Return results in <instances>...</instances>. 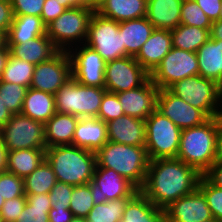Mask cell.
Here are the masks:
<instances>
[{"instance_id":"obj_1","label":"cell","mask_w":222,"mask_h":222,"mask_svg":"<svg viewBox=\"0 0 222 222\" xmlns=\"http://www.w3.org/2000/svg\"><path fill=\"white\" fill-rule=\"evenodd\" d=\"M202 174L178 158L149 161L144 186L140 191L160 209L198 188Z\"/></svg>"},{"instance_id":"obj_2","label":"cell","mask_w":222,"mask_h":222,"mask_svg":"<svg viewBox=\"0 0 222 222\" xmlns=\"http://www.w3.org/2000/svg\"><path fill=\"white\" fill-rule=\"evenodd\" d=\"M45 159L58 182L73 186L88 184L93 179L97 164L96 153L74 145L47 147Z\"/></svg>"},{"instance_id":"obj_3","label":"cell","mask_w":222,"mask_h":222,"mask_svg":"<svg viewBox=\"0 0 222 222\" xmlns=\"http://www.w3.org/2000/svg\"><path fill=\"white\" fill-rule=\"evenodd\" d=\"M218 128L219 117H214L201 125L182 129L176 158L203 175L215 162Z\"/></svg>"},{"instance_id":"obj_4","label":"cell","mask_w":222,"mask_h":222,"mask_svg":"<svg viewBox=\"0 0 222 222\" xmlns=\"http://www.w3.org/2000/svg\"><path fill=\"white\" fill-rule=\"evenodd\" d=\"M149 161L145 146H131L112 141H107L96 153V163L99 167L113 169L139 190L144 186Z\"/></svg>"},{"instance_id":"obj_5","label":"cell","mask_w":222,"mask_h":222,"mask_svg":"<svg viewBox=\"0 0 222 222\" xmlns=\"http://www.w3.org/2000/svg\"><path fill=\"white\" fill-rule=\"evenodd\" d=\"M168 90L209 118L222 117V87L213 80L198 74L175 82Z\"/></svg>"},{"instance_id":"obj_6","label":"cell","mask_w":222,"mask_h":222,"mask_svg":"<svg viewBox=\"0 0 222 222\" xmlns=\"http://www.w3.org/2000/svg\"><path fill=\"white\" fill-rule=\"evenodd\" d=\"M94 12L87 7L67 9L46 26V35L60 51L85 44Z\"/></svg>"},{"instance_id":"obj_7","label":"cell","mask_w":222,"mask_h":222,"mask_svg":"<svg viewBox=\"0 0 222 222\" xmlns=\"http://www.w3.org/2000/svg\"><path fill=\"white\" fill-rule=\"evenodd\" d=\"M106 92L105 88L81 85L72 77L55 93L56 111L79 118L97 117Z\"/></svg>"},{"instance_id":"obj_8","label":"cell","mask_w":222,"mask_h":222,"mask_svg":"<svg viewBox=\"0 0 222 222\" xmlns=\"http://www.w3.org/2000/svg\"><path fill=\"white\" fill-rule=\"evenodd\" d=\"M145 127L149 160L177 157L182 130L172 120L155 109L145 120Z\"/></svg>"},{"instance_id":"obj_9","label":"cell","mask_w":222,"mask_h":222,"mask_svg":"<svg viewBox=\"0 0 222 222\" xmlns=\"http://www.w3.org/2000/svg\"><path fill=\"white\" fill-rule=\"evenodd\" d=\"M85 45L95 50L105 62L125 57L119 22L94 12L89 23Z\"/></svg>"},{"instance_id":"obj_10","label":"cell","mask_w":222,"mask_h":222,"mask_svg":"<svg viewBox=\"0 0 222 222\" xmlns=\"http://www.w3.org/2000/svg\"><path fill=\"white\" fill-rule=\"evenodd\" d=\"M8 151L20 149H46L44 123L25 115L13 114L0 129Z\"/></svg>"},{"instance_id":"obj_11","label":"cell","mask_w":222,"mask_h":222,"mask_svg":"<svg viewBox=\"0 0 222 222\" xmlns=\"http://www.w3.org/2000/svg\"><path fill=\"white\" fill-rule=\"evenodd\" d=\"M199 74L197 55L194 52L172 47L150 79L159 90L168 89L175 82Z\"/></svg>"},{"instance_id":"obj_12","label":"cell","mask_w":222,"mask_h":222,"mask_svg":"<svg viewBox=\"0 0 222 222\" xmlns=\"http://www.w3.org/2000/svg\"><path fill=\"white\" fill-rule=\"evenodd\" d=\"M104 76L105 89L111 93L138 88L150 78V74L131 56L106 62Z\"/></svg>"},{"instance_id":"obj_13","label":"cell","mask_w":222,"mask_h":222,"mask_svg":"<svg viewBox=\"0 0 222 222\" xmlns=\"http://www.w3.org/2000/svg\"><path fill=\"white\" fill-rule=\"evenodd\" d=\"M72 77L81 85L105 88L104 59L85 44L77 45L68 51Z\"/></svg>"},{"instance_id":"obj_14","label":"cell","mask_w":222,"mask_h":222,"mask_svg":"<svg viewBox=\"0 0 222 222\" xmlns=\"http://www.w3.org/2000/svg\"><path fill=\"white\" fill-rule=\"evenodd\" d=\"M72 78L71 61L67 51H59L48 61L35 65L30 88L55 93Z\"/></svg>"},{"instance_id":"obj_15","label":"cell","mask_w":222,"mask_h":222,"mask_svg":"<svg viewBox=\"0 0 222 222\" xmlns=\"http://www.w3.org/2000/svg\"><path fill=\"white\" fill-rule=\"evenodd\" d=\"M88 184L95 205L123 197H133L139 191L133 183L113 169L99 167L97 164L93 179Z\"/></svg>"},{"instance_id":"obj_16","label":"cell","mask_w":222,"mask_h":222,"mask_svg":"<svg viewBox=\"0 0 222 222\" xmlns=\"http://www.w3.org/2000/svg\"><path fill=\"white\" fill-rule=\"evenodd\" d=\"M156 109L181 130L201 125L209 119L202 110L186 103L168 89L159 90Z\"/></svg>"},{"instance_id":"obj_17","label":"cell","mask_w":222,"mask_h":222,"mask_svg":"<svg viewBox=\"0 0 222 222\" xmlns=\"http://www.w3.org/2000/svg\"><path fill=\"white\" fill-rule=\"evenodd\" d=\"M166 222H205L213 219L206 198L197 188L164 209Z\"/></svg>"},{"instance_id":"obj_18","label":"cell","mask_w":222,"mask_h":222,"mask_svg":"<svg viewBox=\"0 0 222 222\" xmlns=\"http://www.w3.org/2000/svg\"><path fill=\"white\" fill-rule=\"evenodd\" d=\"M159 89L149 78L143 85L116 93L125 115L146 120L156 109Z\"/></svg>"},{"instance_id":"obj_19","label":"cell","mask_w":222,"mask_h":222,"mask_svg":"<svg viewBox=\"0 0 222 222\" xmlns=\"http://www.w3.org/2000/svg\"><path fill=\"white\" fill-rule=\"evenodd\" d=\"M106 124L108 141L131 146H145V120L124 115Z\"/></svg>"},{"instance_id":"obj_20","label":"cell","mask_w":222,"mask_h":222,"mask_svg":"<svg viewBox=\"0 0 222 222\" xmlns=\"http://www.w3.org/2000/svg\"><path fill=\"white\" fill-rule=\"evenodd\" d=\"M171 49V32L169 30L154 29L135 59L149 74H151Z\"/></svg>"},{"instance_id":"obj_21","label":"cell","mask_w":222,"mask_h":222,"mask_svg":"<svg viewBox=\"0 0 222 222\" xmlns=\"http://www.w3.org/2000/svg\"><path fill=\"white\" fill-rule=\"evenodd\" d=\"M108 141L107 124L97 117H82L78 120L73 135V145L97 153Z\"/></svg>"},{"instance_id":"obj_22","label":"cell","mask_w":222,"mask_h":222,"mask_svg":"<svg viewBox=\"0 0 222 222\" xmlns=\"http://www.w3.org/2000/svg\"><path fill=\"white\" fill-rule=\"evenodd\" d=\"M183 0H147L146 18L155 29L173 30L180 25Z\"/></svg>"},{"instance_id":"obj_23","label":"cell","mask_w":222,"mask_h":222,"mask_svg":"<svg viewBox=\"0 0 222 222\" xmlns=\"http://www.w3.org/2000/svg\"><path fill=\"white\" fill-rule=\"evenodd\" d=\"M7 46L13 57L34 65L48 61L60 51L46 34L26 41L24 44Z\"/></svg>"},{"instance_id":"obj_24","label":"cell","mask_w":222,"mask_h":222,"mask_svg":"<svg viewBox=\"0 0 222 222\" xmlns=\"http://www.w3.org/2000/svg\"><path fill=\"white\" fill-rule=\"evenodd\" d=\"M154 29L146 17L120 22L119 32L122 35V46L125 47V57H136Z\"/></svg>"},{"instance_id":"obj_25","label":"cell","mask_w":222,"mask_h":222,"mask_svg":"<svg viewBox=\"0 0 222 222\" xmlns=\"http://www.w3.org/2000/svg\"><path fill=\"white\" fill-rule=\"evenodd\" d=\"M199 75L222 87V40L209 39L196 51Z\"/></svg>"},{"instance_id":"obj_26","label":"cell","mask_w":222,"mask_h":222,"mask_svg":"<svg viewBox=\"0 0 222 222\" xmlns=\"http://www.w3.org/2000/svg\"><path fill=\"white\" fill-rule=\"evenodd\" d=\"M79 119L72 114L56 112L44 124L46 146L73 145V135Z\"/></svg>"},{"instance_id":"obj_27","label":"cell","mask_w":222,"mask_h":222,"mask_svg":"<svg viewBox=\"0 0 222 222\" xmlns=\"http://www.w3.org/2000/svg\"><path fill=\"white\" fill-rule=\"evenodd\" d=\"M120 222H166L165 211L139 190L126 204Z\"/></svg>"},{"instance_id":"obj_28","label":"cell","mask_w":222,"mask_h":222,"mask_svg":"<svg viewBox=\"0 0 222 222\" xmlns=\"http://www.w3.org/2000/svg\"><path fill=\"white\" fill-rule=\"evenodd\" d=\"M55 95L28 88L21 114L46 123L56 113Z\"/></svg>"},{"instance_id":"obj_29","label":"cell","mask_w":222,"mask_h":222,"mask_svg":"<svg viewBox=\"0 0 222 222\" xmlns=\"http://www.w3.org/2000/svg\"><path fill=\"white\" fill-rule=\"evenodd\" d=\"M46 34V25L40 16L14 15L7 37V45L24 44Z\"/></svg>"},{"instance_id":"obj_30","label":"cell","mask_w":222,"mask_h":222,"mask_svg":"<svg viewBox=\"0 0 222 222\" xmlns=\"http://www.w3.org/2000/svg\"><path fill=\"white\" fill-rule=\"evenodd\" d=\"M146 8L147 0H107L96 12L120 23L146 17Z\"/></svg>"},{"instance_id":"obj_31","label":"cell","mask_w":222,"mask_h":222,"mask_svg":"<svg viewBox=\"0 0 222 222\" xmlns=\"http://www.w3.org/2000/svg\"><path fill=\"white\" fill-rule=\"evenodd\" d=\"M45 160V149L8 151L7 172L25 178Z\"/></svg>"},{"instance_id":"obj_32","label":"cell","mask_w":222,"mask_h":222,"mask_svg":"<svg viewBox=\"0 0 222 222\" xmlns=\"http://www.w3.org/2000/svg\"><path fill=\"white\" fill-rule=\"evenodd\" d=\"M210 30L180 24L171 30L172 47L196 53L210 39Z\"/></svg>"},{"instance_id":"obj_33","label":"cell","mask_w":222,"mask_h":222,"mask_svg":"<svg viewBox=\"0 0 222 222\" xmlns=\"http://www.w3.org/2000/svg\"><path fill=\"white\" fill-rule=\"evenodd\" d=\"M55 173L47 162H43L27 177L23 179L25 194H43L49 193L56 184Z\"/></svg>"},{"instance_id":"obj_34","label":"cell","mask_w":222,"mask_h":222,"mask_svg":"<svg viewBox=\"0 0 222 222\" xmlns=\"http://www.w3.org/2000/svg\"><path fill=\"white\" fill-rule=\"evenodd\" d=\"M25 195L27 202L17 222H49L52 205L48 193Z\"/></svg>"},{"instance_id":"obj_35","label":"cell","mask_w":222,"mask_h":222,"mask_svg":"<svg viewBox=\"0 0 222 222\" xmlns=\"http://www.w3.org/2000/svg\"><path fill=\"white\" fill-rule=\"evenodd\" d=\"M132 197H123L96 204L86 216L87 222H120L126 204Z\"/></svg>"},{"instance_id":"obj_36","label":"cell","mask_w":222,"mask_h":222,"mask_svg":"<svg viewBox=\"0 0 222 222\" xmlns=\"http://www.w3.org/2000/svg\"><path fill=\"white\" fill-rule=\"evenodd\" d=\"M34 67V64L15 58L10 54L0 81L15 83L29 88L33 78Z\"/></svg>"},{"instance_id":"obj_37","label":"cell","mask_w":222,"mask_h":222,"mask_svg":"<svg viewBox=\"0 0 222 222\" xmlns=\"http://www.w3.org/2000/svg\"><path fill=\"white\" fill-rule=\"evenodd\" d=\"M27 89L15 83L0 81L1 99L12 115L21 113Z\"/></svg>"},{"instance_id":"obj_38","label":"cell","mask_w":222,"mask_h":222,"mask_svg":"<svg viewBox=\"0 0 222 222\" xmlns=\"http://www.w3.org/2000/svg\"><path fill=\"white\" fill-rule=\"evenodd\" d=\"M95 206L89 184L74 186L72 189L70 207L73 216L86 218Z\"/></svg>"},{"instance_id":"obj_39","label":"cell","mask_w":222,"mask_h":222,"mask_svg":"<svg viewBox=\"0 0 222 222\" xmlns=\"http://www.w3.org/2000/svg\"><path fill=\"white\" fill-rule=\"evenodd\" d=\"M180 24L211 29L212 22L194 0H183Z\"/></svg>"},{"instance_id":"obj_40","label":"cell","mask_w":222,"mask_h":222,"mask_svg":"<svg viewBox=\"0 0 222 222\" xmlns=\"http://www.w3.org/2000/svg\"><path fill=\"white\" fill-rule=\"evenodd\" d=\"M198 189L206 198L214 219H222V189L213 185L204 175L201 176Z\"/></svg>"},{"instance_id":"obj_41","label":"cell","mask_w":222,"mask_h":222,"mask_svg":"<svg viewBox=\"0 0 222 222\" xmlns=\"http://www.w3.org/2000/svg\"><path fill=\"white\" fill-rule=\"evenodd\" d=\"M0 195L5 201L19 196H26L23 178L7 171L0 173Z\"/></svg>"},{"instance_id":"obj_42","label":"cell","mask_w":222,"mask_h":222,"mask_svg":"<svg viewBox=\"0 0 222 222\" xmlns=\"http://www.w3.org/2000/svg\"><path fill=\"white\" fill-rule=\"evenodd\" d=\"M124 115L117 94L106 92L103 96L97 118L107 123Z\"/></svg>"},{"instance_id":"obj_43","label":"cell","mask_w":222,"mask_h":222,"mask_svg":"<svg viewBox=\"0 0 222 222\" xmlns=\"http://www.w3.org/2000/svg\"><path fill=\"white\" fill-rule=\"evenodd\" d=\"M73 188L74 186L71 184L57 181L56 184L51 188V191L48 193L52 208L69 209Z\"/></svg>"},{"instance_id":"obj_44","label":"cell","mask_w":222,"mask_h":222,"mask_svg":"<svg viewBox=\"0 0 222 222\" xmlns=\"http://www.w3.org/2000/svg\"><path fill=\"white\" fill-rule=\"evenodd\" d=\"M26 202V196L6 200L0 210V222H17Z\"/></svg>"},{"instance_id":"obj_45","label":"cell","mask_w":222,"mask_h":222,"mask_svg":"<svg viewBox=\"0 0 222 222\" xmlns=\"http://www.w3.org/2000/svg\"><path fill=\"white\" fill-rule=\"evenodd\" d=\"M14 15L41 16L45 0H10Z\"/></svg>"},{"instance_id":"obj_46","label":"cell","mask_w":222,"mask_h":222,"mask_svg":"<svg viewBox=\"0 0 222 222\" xmlns=\"http://www.w3.org/2000/svg\"><path fill=\"white\" fill-rule=\"evenodd\" d=\"M67 9L60 5L58 0H45L41 12L43 23L47 26L53 20H56Z\"/></svg>"},{"instance_id":"obj_47","label":"cell","mask_w":222,"mask_h":222,"mask_svg":"<svg viewBox=\"0 0 222 222\" xmlns=\"http://www.w3.org/2000/svg\"><path fill=\"white\" fill-rule=\"evenodd\" d=\"M13 19L14 12L10 0H0V31L7 35Z\"/></svg>"},{"instance_id":"obj_48","label":"cell","mask_w":222,"mask_h":222,"mask_svg":"<svg viewBox=\"0 0 222 222\" xmlns=\"http://www.w3.org/2000/svg\"><path fill=\"white\" fill-rule=\"evenodd\" d=\"M211 22L220 20L221 0H194Z\"/></svg>"},{"instance_id":"obj_49","label":"cell","mask_w":222,"mask_h":222,"mask_svg":"<svg viewBox=\"0 0 222 222\" xmlns=\"http://www.w3.org/2000/svg\"><path fill=\"white\" fill-rule=\"evenodd\" d=\"M213 185L222 189V163L214 162L203 174Z\"/></svg>"},{"instance_id":"obj_50","label":"cell","mask_w":222,"mask_h":222,"mask_svg":"<svg viewBox=\"0 0 222 222\" xmlns=\"http://www.w3.org/2000/svg\"><path fill=\"white\" fill-rule=\"evenodd\" d=\"M73 217L70 209L51 208L49 211V222H69Z\"/></svg>"},{"instance_id":"obj_51","label":"cell","mask_w":222,"mask_h":222,"mask_svg":"<svg viewBox=\"0 0 222 222\" xmlns=\"http://www.w3.org/2000/svg\"><path fill=\"white\" fill-rule=\"evenodd\" d=\"M215 162L222 163V117H219Z\"/></svg>"},{"instance_id":"obj_52","label":"cell","mask_w":222,"mask_h":222,"mask_svg":"<svg viewBox=\"0 0 222 222\" xmlns=\"http://www.w3.org/2000/svg\"><path fill=\"white\" fill-rule=\"evenodd\" d=\"M7 158H8V150L0 135V173L6 172L7 170Z\"/></svg>"},{"instance_id":"obj_53","label":"cell","mask_w":222,"mask_h":222,"mask_svg":"<svg viewBox=\"0 0 222 222\" xmlns=\"http://www.w3.org/2000/svg\"><path fill=\"white\" fill-rule=\"evenodd\" d=\"M60 5L66 9L73 7H87L89 8V0H58Z\"/></svg>"},{"instance_id":"obj_54","label":"cell","mask_w":222,"mask_h":222,"mask_svg":"<svg viewBox=\"0 0 222 222\" xmlns=\"http://www.w3.org/2000/svg\"><path fill=\"white\" fill-rule=\"evenodd\" d=\"M210 38L215 40H222V20L212 22L210 30Z\"/></svg>"},{"instance_id":"obj_55","label":"cell","mask_w":222,"mask_h":222,"mask_svg":"<svg viewBox=\"0 0 222 222\" xmlns=\"http://www.w3.org/2000/svg\"><path fill=\"white\" fill-rule=\"evenodd\" d=\"M12 113L4 105L0 96V129L9 121Z\"/></svg>"},{"instance_id":"obj_56","label":"cell","mask_w":222,"mask_h":222,"mask_svg":"<svg viewBox=\"0 0 222 222\" xmlns=\"http://www.w3.org/2000/svg\"><path fill=\"white\" fill-rule=\"evenodd\" d=\"M9 56H10V49L6 45L5 47L0 49V80Z\"/></svg>"},{"instance_id":"obj_57","label":"cell","mask_w":222,"mask_h":222,"mask_svg":"<svg viewBox=\"0 0 222 222\" xmlns=\"http://www.w3.org/2000/svg\"><path fill=\"white\" fill-rule=\"evenodd\" d=\"M106 1L107 0H89V8L96 12Z\"/></svg>"},{"instance_id":"obj_58","label":"cell","mask_w":222,"mask_h":222,"mask_svg":"<svg viewBox=\"0 0 222 222\" xmlns=\"http://www.w3.org/2000/svg\"><path fill=\"white\" fill-rule=\"evenodd\" d=\"M7 45L6 34L0 31V49Z\"/></svg>"},{"instance_id":"obj_59","label":"cell","mask_w":222,"mask_h":222,"mask_svg":"<svg viewBox=\"0 0 222 222\" xmlns=\"http://www.w3.org/2000/svg\"><path fill=\"white\" fill-rule=\"evenodd\" d=\"M69 222H87L86 218L73 216Z\"/></svg>"},{"instance_id":"obj_60","label":"cell","mask_w":222,"mask_h":222,"mask_svg":"<svg viewBox=\"0 0 222 222\" xmlns=\"http://www.w3.org/2000/svg\"><path fill=\"white\" fill-rule=\"evenodd\" d=\"M5 199L0 195V210L2 208V205L4 204Z\"/></svg>"},{"instance_id":"obj_61","label":"cell","mask_w":222,"mask_h":222,"mask_svg":"<svg viewBox=\"0 0 222 222\" xmlns=\"http://www.w3.org/2000/svg\"><path fill=\"white\" fill-rule=\"evenodd\" d=\"M205 222H221L220 220H218V219H211V220H208V221H205Z\"/></svg>"},{"instance_id":"obj_62","label":"cell","mask_w":222,"mask_h":222,"mask_svg":"<svg viewBox=\"0 0 222 222\" xmlns=\"http://www.w3.org/2000/svg\"><path fill=\"white\" fill-rule=\"evenodd\" d=\"M220 19L222 20V0H221V13H220Z\"/></svg>"}]
</instances>
